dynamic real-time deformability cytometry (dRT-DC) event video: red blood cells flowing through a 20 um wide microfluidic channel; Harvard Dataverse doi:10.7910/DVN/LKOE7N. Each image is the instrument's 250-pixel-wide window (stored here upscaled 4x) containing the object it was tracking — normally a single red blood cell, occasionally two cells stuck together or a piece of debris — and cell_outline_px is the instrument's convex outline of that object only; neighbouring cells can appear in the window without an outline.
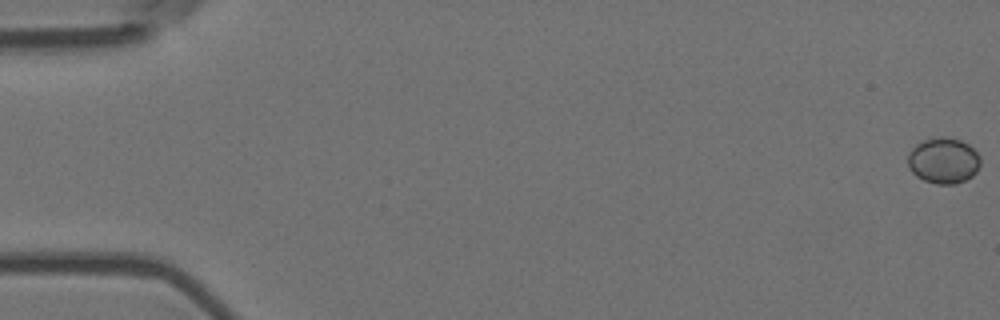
{"species": "Egyptian fruit bat (a non-hibernating species)", "species_latin": "Rousettus aegyptiacus", "temperature_condition": "room temperature", "stored_images_in_passage": 13, "camera_frame_rate_fps": 3000, "um_per_image_px": 0.085, "animal": {"sex": "female"}, "frame": {"image": 1, "passage_image": 1, "time_ms": 0.0, "image_size_px": [1000, 320], "cell_outline_px": [[980, 164], [976, 172], [972, 176], [956, 184], [936, 184], [924, 180], [916, 176], [908, 168], [908, 152], [916, 144], [924, 140], [944, 136], [960, 140], [968, 144], [980, 156]], "centroid_in_image_um": [80.18, 13.65], "position_along_channel_um": 4.8, "area_um2": 19.42}}